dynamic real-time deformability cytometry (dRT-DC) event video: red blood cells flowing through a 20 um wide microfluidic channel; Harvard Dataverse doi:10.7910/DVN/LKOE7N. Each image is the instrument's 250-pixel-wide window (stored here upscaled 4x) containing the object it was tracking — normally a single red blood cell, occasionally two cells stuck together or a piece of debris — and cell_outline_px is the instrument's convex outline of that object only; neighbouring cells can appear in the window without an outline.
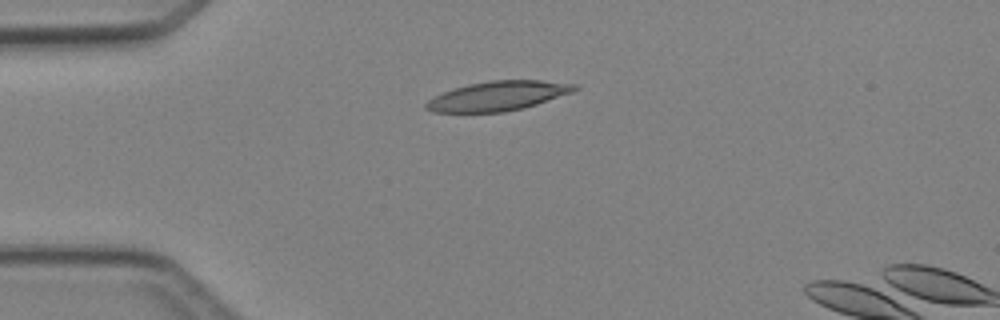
{"species": "Egyptian fruit bat (a non-hibernating species)", "species_latin": "Rousettus aegyptiacus", "temperature_condition": "cold", "stored_images_in_passage": 2, "camera_frame_rate_fps": 3000, "um_per_image_px": 0.085, "animal": {"sex": "female"}, "frame": {"image": 1, "passage_image": 1, "time_ms": 0.0, "image_size_px": [1000, 320], "cell_outline_px": [[580, 88], [572, 92], [524, 108], [504, 112], [432, 112], [424, 108], [424, 104], [428, 100], [452, 88], [468, 84], [488, 80], [540, 80], [580, 84]], "centroid_in_image_um": [42.34, 8.14], "position_along_channel_um": 42.7, "area_um2": 25.61}}